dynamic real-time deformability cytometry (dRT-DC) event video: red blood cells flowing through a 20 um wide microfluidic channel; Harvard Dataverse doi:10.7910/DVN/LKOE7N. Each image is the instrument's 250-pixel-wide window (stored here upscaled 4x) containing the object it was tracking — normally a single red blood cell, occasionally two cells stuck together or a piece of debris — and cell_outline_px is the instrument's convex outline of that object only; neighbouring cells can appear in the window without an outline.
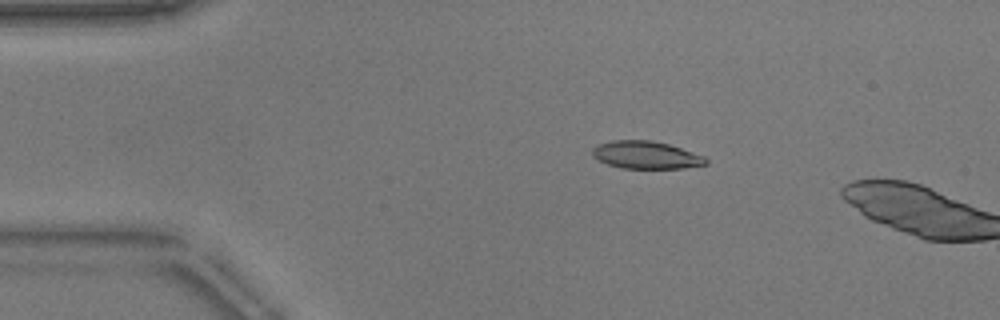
{"species": "common noctule bat (a hibernating species)", "species_latin": "Nyctalus noctula", "temperature_condition": "warm", "stored_images_in_passage": 12, "camera_frame_rate_fps": 3000, "um_per_image_px": 0.085, "animal": {"sex": "male", "body_mass_g": 17.9}, "frame": {"image": 1, "passage_image": 10, "time_ms": 3.0, "image_size_px": [1000, 320], "cell_outline_px": [[708, 164], [684, 168], [620, 168], [608, 164], [592, 156], [592, 148], [600, 144], [612, 140], [652, 140], [668, 144], [704, 156], [708, 160]], "centroid_in_image_um": [54.92, 13.17], "position_along_channel_um": 30.1, "area_um2": 18.15}}